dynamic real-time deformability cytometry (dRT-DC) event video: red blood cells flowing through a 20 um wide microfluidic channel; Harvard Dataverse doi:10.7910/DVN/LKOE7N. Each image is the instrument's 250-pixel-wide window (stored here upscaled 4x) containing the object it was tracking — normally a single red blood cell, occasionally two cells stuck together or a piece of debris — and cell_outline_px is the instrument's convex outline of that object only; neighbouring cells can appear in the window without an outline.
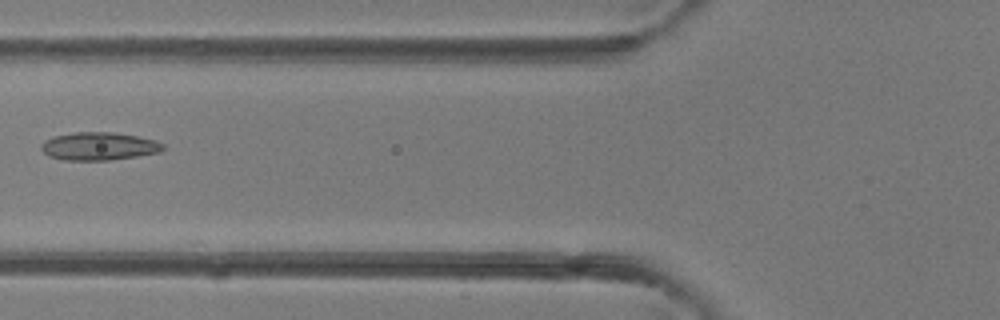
{"species": "common noctule bat (a hibernating species)", "species_latin": "Nyctalus noctula", "temperature_condition": "room temperature", "stored_images_in_passage": 5, "camera_frame_rate_fps": 3000, "um_per_image_px": 0.085, "animal": {"sex": "female"}, "frame": {"image": 1, "passage_image": 5, "time_ms": 4.333, "image_size_px": [1000, 320], "cell_outline_px": [[164, 148], [160, 152], [136, 156], [108, 160], [64, 160], [48, 156], [40, 148], [40, 144], [44, 140], [52, 136], [76, 132], [112, 132], [136, 136], [156, 140], [164, 144]], "centroid_in_image_um": [8.37, 12.42], "position_along_channel_um": 117.4, "area_um2": 19.88}}